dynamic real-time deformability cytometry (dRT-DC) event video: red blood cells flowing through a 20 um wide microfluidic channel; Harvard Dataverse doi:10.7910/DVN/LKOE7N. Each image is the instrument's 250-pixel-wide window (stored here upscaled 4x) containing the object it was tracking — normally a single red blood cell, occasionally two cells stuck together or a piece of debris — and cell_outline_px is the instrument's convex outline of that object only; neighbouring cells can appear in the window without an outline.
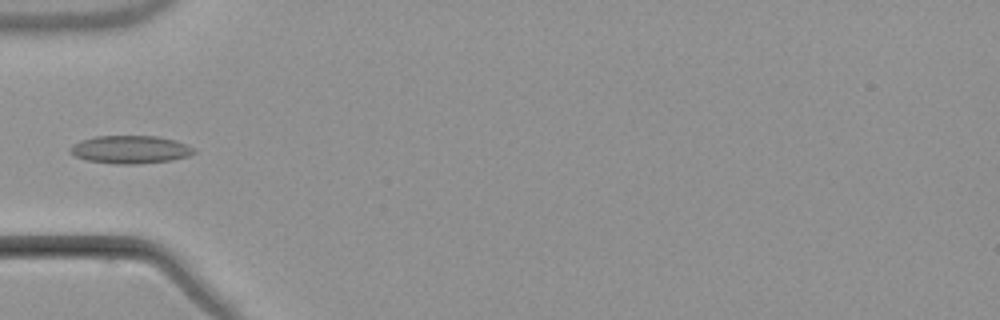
{"species": "common noctule bat (a hibernating species)", "species_latin": "Nyctalus noctula", "temperature_condition": "warm", "stored_images_in_passage": 6, "camera_frame_rate_fps": 3000, "um_per_image_px": 0.085, "animal": {"sex": "male", "body_mass_g": 21.5, "forearm_length_mm": 52.0}, "frame": {"image": 1, "passage_image": 6, "time_ms": 6.333, "image_size_px": [1000, 320], "cell_outline_px": [[196, 152], [188, 156], [172, 160], [136, 164], [116, 164], [88, 160], [76, 156], [68, 152], [68, 148], [72, 144], [80, 140], [96, 136], [156, 136], [176, 140], [196, 148]], "centroid_in_image_um": [11.07, 12.7], "position_along_channel_um": 73.9, "area_um2": 20.29}}